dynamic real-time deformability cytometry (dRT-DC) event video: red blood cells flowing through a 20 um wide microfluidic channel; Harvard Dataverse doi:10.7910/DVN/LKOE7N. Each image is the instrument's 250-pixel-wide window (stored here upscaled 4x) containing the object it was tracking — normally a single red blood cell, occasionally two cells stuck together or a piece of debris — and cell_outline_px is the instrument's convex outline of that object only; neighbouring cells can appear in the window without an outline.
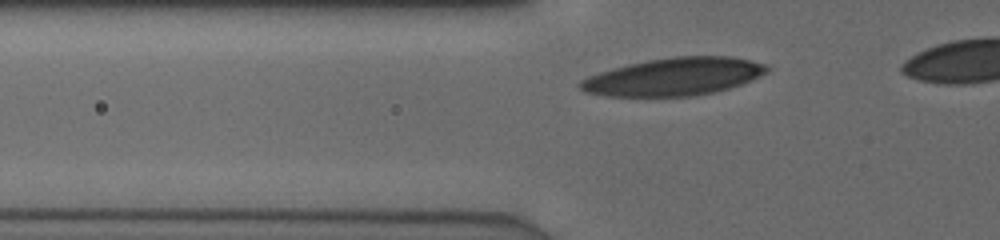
{"species": "human", "species_latin": "Homo sapiens", "temperature_condition": "cold", "stored_images_in_passage": 34, "camera_frame_rate_fps": 3000, "um_per_image_px": 0.085, "donor": {"sex": "male"}, "frame": {"image": 1, "passage_image": 8, "time_ms": 2.333, "image_size_px": [1000, 240], "cell_outline_px": [[768, 68], [764, 72], [740, 84], [728, 88], [712, 92], [692, 96], [608, 96], [584, 92], [580, 88], [580, 80], [588, 76], [612, 68], [628, 64], [648, 60], [672, 56], [728, 56], [752, 60], [764, 64]], "centroid_in_image_um": [57.21, 6.51], "position_along_channel_um": 68.6, "area_um2": 40.52}}
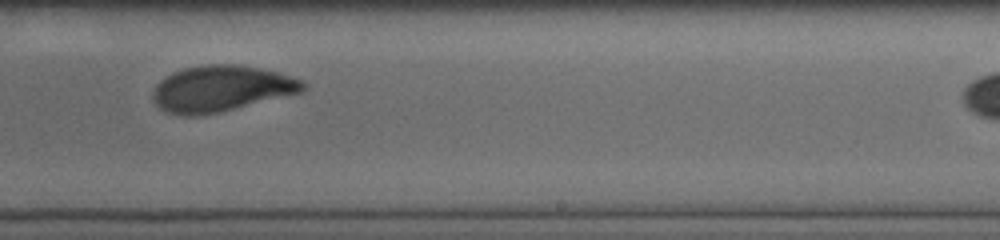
{"frame": {"image": 2, "passage_image": 24, "time_ms": 7.667, "image_size_px": [1000, 240], "cell_outline_px": [[304, 88], [300, 92], [216, 112], [192, 116], [184, 116], [168, 112], [160, 108], [152, 100], [152, 92], [156, 84], [164, 76], [172, 72], [184, 68], [208, 64], [240, 64], [260, 68], [276, 72], [304, 80]], "centroid_in_image_um": [18.73, 7.51], "position_along_channel_um": 270.3, "area_um2": 39.77}}
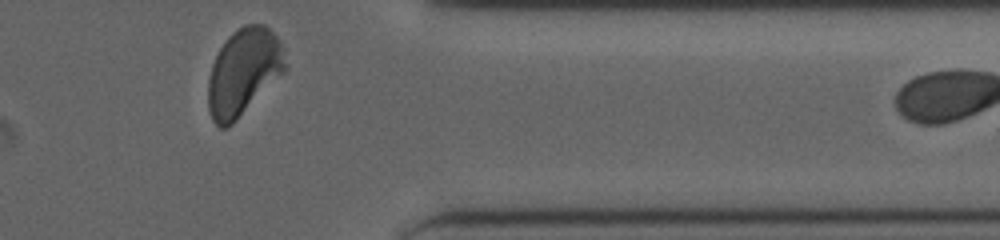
{"frame": {"image": 3, "passage_image": 34, "time_ms": 11.0, "image_size_px": [1000, 240], "cell_outline_px": [[288, 68], [228, 128], [220, 128], [212, 120], [208, 108], [208, 80], [212, 64], [220, 48], [228, 36], [232, 32], [244, 24], [264, 24], [280, 40], [284, 52]], "centroid_in_image_um": [20.7, 6.11], "position_along_channel_um": 390.7, "area_um2": 38.96}, "authors_computed_cell_mechanics": {"area_um2": 39.8531, "velocity_mm_per_s": 3.8684, "shape_relaxation_time_tau1_ms": 3.3367, "shape_relaxation_time_tau2_ms": 1.2454, "deformation_change_tau1": 0.1368, "deformation_change_tau2": 0.0681}}